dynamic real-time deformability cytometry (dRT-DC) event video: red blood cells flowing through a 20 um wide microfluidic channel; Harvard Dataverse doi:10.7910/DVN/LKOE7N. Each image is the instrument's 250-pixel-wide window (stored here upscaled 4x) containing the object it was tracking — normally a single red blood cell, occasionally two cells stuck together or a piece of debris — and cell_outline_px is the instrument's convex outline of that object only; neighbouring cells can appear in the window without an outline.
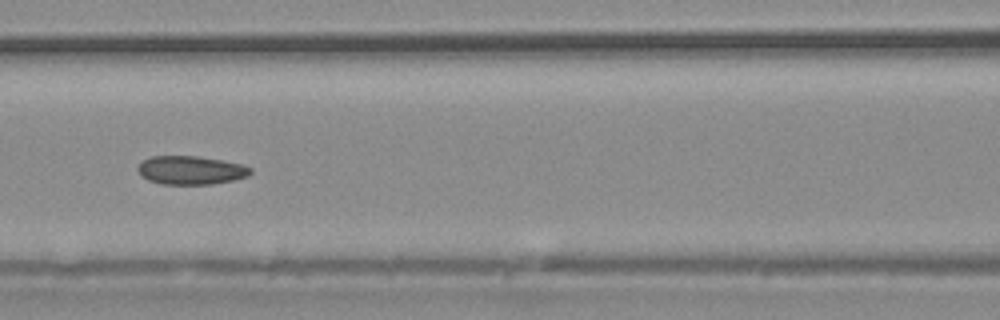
{"species": "common noctule bat (a hibernating species)", "species_latin": "Nyctalus noctula", "temperature_condition": "warm", "stored_images_in_passage": 37, "camera_frame_rate_fps": 3000, "um_per_image_px": 0.085, "animal": {"sex": "male", "body_mass_g": 20.4}, "frame": {"image": 1, "passage_image": 16, "time_ms": 5.0, "image_size_px": [1000, 320], "cell_outline_px": [[252, 172], [248, 176], [232, 180], [212, 184], [160, 184], [148, 180], [140, 176], [136, 168], [144, 160], [152, 156], [196, 156], [220, 160], [240, 164], [252, 168]], "centroid_in_image_um": [16.19, 14.47], "position_along_channel_um": 150.4, "area_um2": 18.67}}